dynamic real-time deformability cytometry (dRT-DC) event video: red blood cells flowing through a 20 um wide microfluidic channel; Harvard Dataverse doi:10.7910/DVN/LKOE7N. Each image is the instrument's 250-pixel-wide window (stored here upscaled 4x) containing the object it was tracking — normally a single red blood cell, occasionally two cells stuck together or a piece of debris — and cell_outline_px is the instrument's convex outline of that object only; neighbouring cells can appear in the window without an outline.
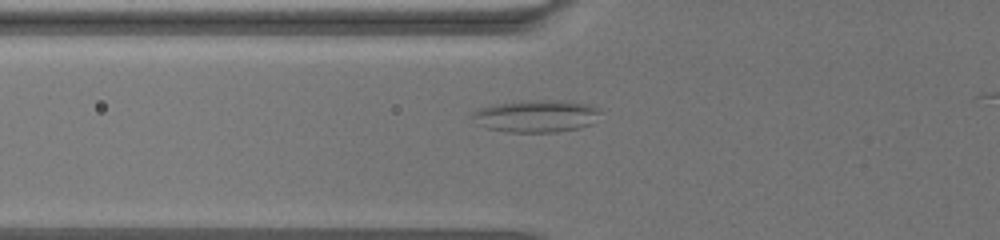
{"species": "common noctule bat (a hibernating species)", "species_latin": "Nyctalus noctula", "temperature_condition": "warm", "stored_images_in_passage": 29, "camera_frame_rate_fps": 3000, "um_per_image_px": 0.085, "animal": {"sex": "female", "body_mass_g": 19.5, "forearm_length_mm": 54.1}, "frame": {"image": 1, "passage_image": 4, "time_ms": 1.667, "image_size_px": [1000, 240], "cell_outline_px": [[600, 112], [592, 124], [580, 128], [556, 132], [508, 132], [488, 128], [476, 124], [468, 116], [472, 112], [492, 104], [524, 100], [564, 100], [592, 104]], "centroid_in_image_um": [45.55, 9.86], "position_along_channel_um": 80.3, "area_um2": 24.45}}
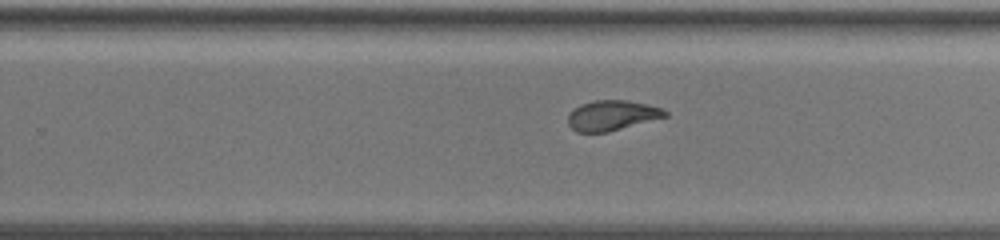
{"frame": {"image": 2, "passage_image": 15, "time_ms": 8.333, "image_size_px": [1000, 240], "cell_outline_px": [[668, 116], [608, 132], [576, 132], [568, 124], [568, 112], [580, 104], [596, 100], [628, 100], [648, 104], [664, 108], [668, 112]], "centroid_in_image_um": [52.03, 9.8], "position_along_channel_um": 277.8, "area_um2": 17.22}}
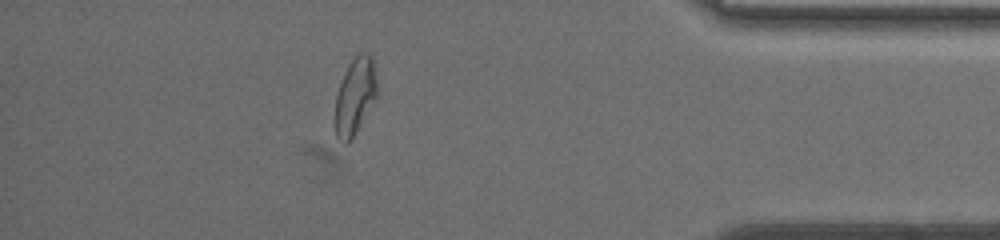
{"frame": {"image": 3, "passage_image": 26, "time_ms": 13.667, "image_size_px": [1000, 240], "cell_outline_px": [[380, 92], [352, 140], [348, 144], [344, 144], [336, 136], [336, 96], [340, 84], [348, 64], [360, 52], [368, 52], [372, 56], [380, 88]], "centroid_in_image_um": [30.24, 8.16], "position_along_channel_um": 405.0, "area_um2": 19.19}}